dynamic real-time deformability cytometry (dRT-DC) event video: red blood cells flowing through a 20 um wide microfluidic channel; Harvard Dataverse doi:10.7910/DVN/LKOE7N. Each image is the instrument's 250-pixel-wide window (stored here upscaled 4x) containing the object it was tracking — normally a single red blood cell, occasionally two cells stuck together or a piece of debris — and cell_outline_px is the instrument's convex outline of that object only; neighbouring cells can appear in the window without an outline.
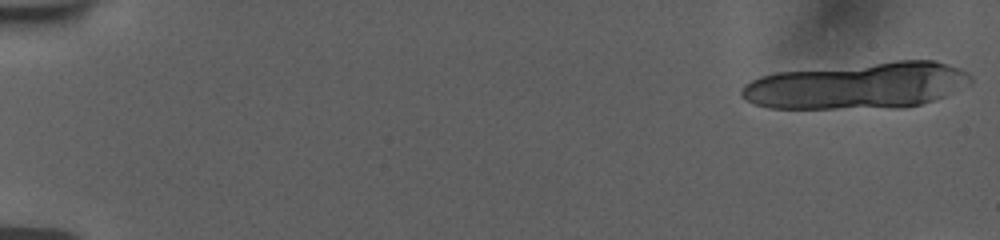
{"species": "human", "species_latin": "Homo sapiens", "temperature_condition": "room temperature", "stored_images_in_passage": 23, "segment_of_instrument_passage": [1, 2], "camera_frame_rate_fps": 3000, "um_per_image_px": 0.085, "donor": {"sex": "female"}, "frame": {"image": 1, "passage_image": 1, "time_ms": 0.0, "image_size_px": [1000, 240], "cell_outline_px": [[972, 84], [936, 100], [904, 108], [768, 108], [752, 104], [744, 100], [740, 96], [740, 92], [744, 84], [760, 76], [776, 72], [896, 60], [932, 60], [948, 64], [960, 68], [968, 72], [972, 76]], "centroid_in_image_um": [72.91, 7.28], "position_along_channel_um": 12.1, "area_um2": 62.83}}